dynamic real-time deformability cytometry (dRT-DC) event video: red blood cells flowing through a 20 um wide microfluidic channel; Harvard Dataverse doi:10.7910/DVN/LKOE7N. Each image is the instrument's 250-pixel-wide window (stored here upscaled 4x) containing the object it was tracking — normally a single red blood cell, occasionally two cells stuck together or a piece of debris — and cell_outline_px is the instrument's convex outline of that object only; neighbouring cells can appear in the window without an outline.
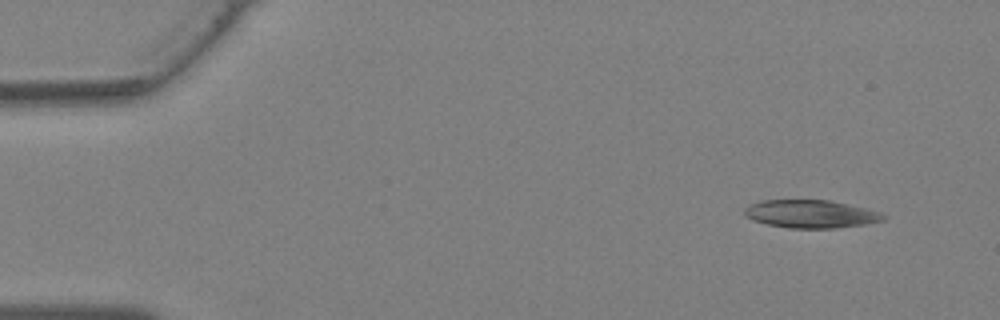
{"species": "Egyptian fruit bat (a non-hibernating species)", "species_latin": "Rousettus aegyptiacus", "temperature_condition": "warm", "stored_images_in_passage": 36, "camera_frame_rate_fps": 3000, "um_per_image_px": 0.085, "animal": {"sex": "female"}, "frame": {"image": 1, "passage_image": 1, "time_ms": 0.0, "image_size_px": [1000, 320], "cell_outline_px": [[888, 216], [884, 220], [864, 224], [832, 228], [788, 228], [768, 224], [752, 220], [744, 216], [744, 208], [760, 200], [832, 200], [880, 212]], "centroid_in_image_um": [68.9, 18.18], "position_along_channel_um": 16.1, "area_um2": 22.6}}
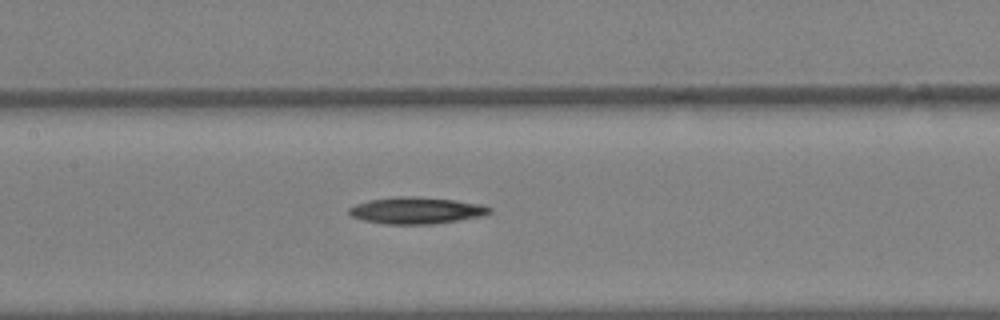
{"frame": {"image": 2, "passage_image": 16, "time_ms": 5.0, "image_size_px": [1000, 320], "cell_outline_px": [[492, 212], [480, 216], [432, 224], [384, 224], [364, 220], [352, 216], [348, 212], [348, 208], [356, 204], [368, 200], [396, 196], [412, 196], [456, 200], [480, 204], [492, 208]], "centroid_in_image_um": [35.36, 17.88], "position_along_channel_um": 172.0, "area_um2": 21.73}}
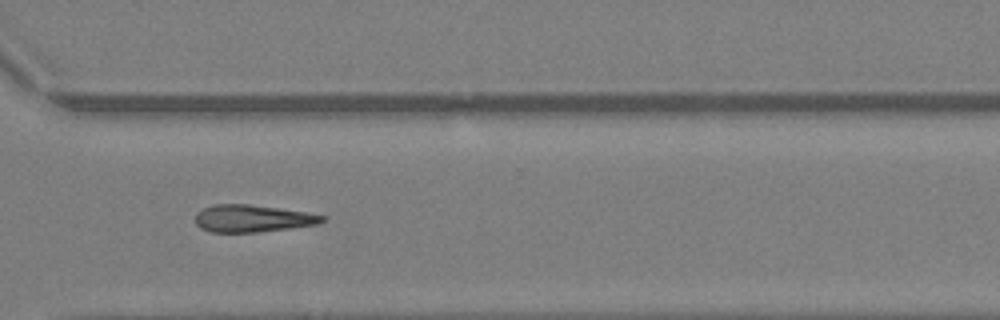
{"frame": {"image": 3, "passage_image": 26, "time_ms": 8.333, "image_size_px": [1000, 320], "cell_outline_px": [[328, 216], [320, 224], [260, 232], [212, 232], [200, 228], [196, 224], [196, 212], [204, 208], [216, 204], [248, 204], [304, 212]], "centroid_in_image_um": [21.47, 18.58], "position_along_channel_um": 349.1, "area_um2": 20.06}}